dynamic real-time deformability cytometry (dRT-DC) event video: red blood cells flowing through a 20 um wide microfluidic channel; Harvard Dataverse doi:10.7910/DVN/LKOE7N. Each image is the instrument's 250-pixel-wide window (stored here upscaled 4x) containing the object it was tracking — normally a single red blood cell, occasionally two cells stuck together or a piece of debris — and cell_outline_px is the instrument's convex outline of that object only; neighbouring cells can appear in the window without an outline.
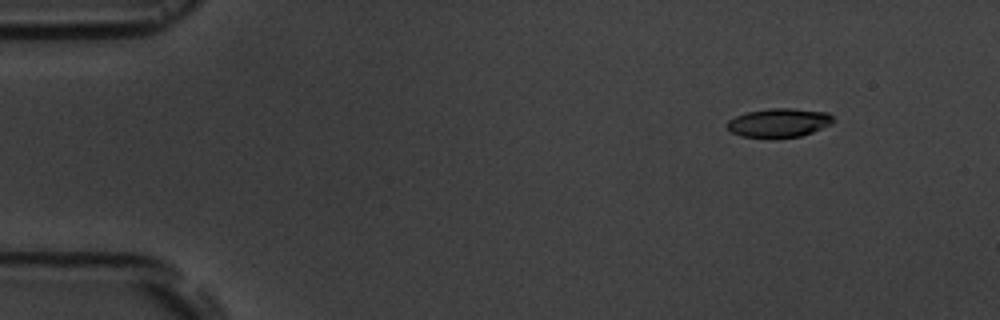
{"species": "common noctule bat (a hibernating species)", "species_latin": "Nyctalus noctula", "temperature_condition": "room temperature", "stored_images_in_passage": 6, "segment_of_instrument_passage": [1, 2], "camera_frame_rate_fps": 3000, "um_per_image_px": 0.085, "animal": {"sex": "male", "body_mass_g": 19.5, "forearm_length_mm": 54.6}, "frame": {"image": 1, "passage_image": 2, "time_ms": 1.0, "image_size_px": [1000, 320], "cell_outline_px": [[832, 124], [812, 132], [800, 136], [772, 140], [768, 140], [740, 136], [732, 132], [728, 128], [728, 120], [736, 116], [748, 112], [768, 108], [792, 108], [828, 112], [832, 116]], "centroid_in_image_um": [66.19, 10.47], "position_along_channel_um": 18.8, "area_um2": 18.26}}
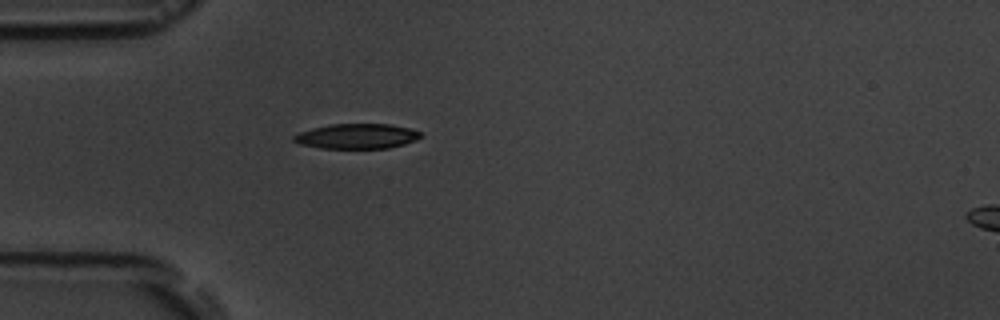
{"frame": {"image": 2, "passage_image": 5, "time_ms": 4.333, "image_size_px": [1000, 320], "cell_outline_px": [[420, 136], [416, 140], [404, 144], [388, 148], [320, 148], [300, 144], [292, 140], [292, 136], [300, 132], [312, 128], [328, 124], [388, 124], [408, 128], [420, 132]], "centroid_in_image_um": [30.29, 11.58], "position_along_channel_um": 54.7, "area_um2": 18.38}}